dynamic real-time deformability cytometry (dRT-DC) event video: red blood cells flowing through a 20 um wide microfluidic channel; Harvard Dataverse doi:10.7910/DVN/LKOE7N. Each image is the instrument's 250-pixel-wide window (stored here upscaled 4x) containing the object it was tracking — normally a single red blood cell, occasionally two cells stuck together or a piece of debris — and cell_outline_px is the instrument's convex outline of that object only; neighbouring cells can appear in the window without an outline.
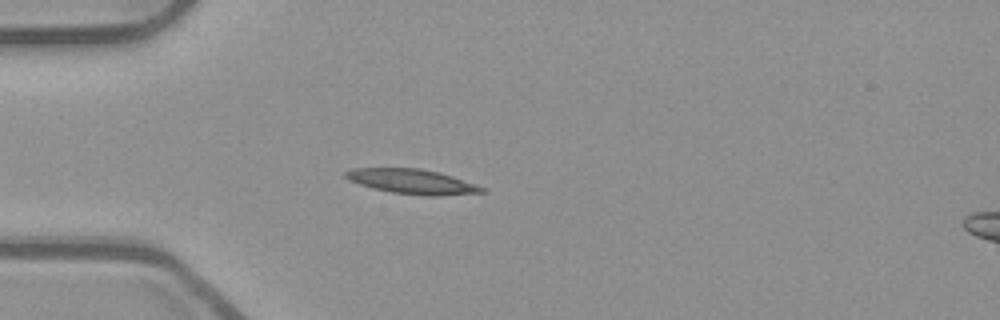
{"species": "common noctule bat (a hibernating species)", "species_latin": "Nyctalus noctula", "temperature_condition": "room temperature", "stored_images_in_passage": 39, "camera_frame_rate_fps": 3000, "um_per_image_px": 0.085, "animal": {"sex": "male", "body_mass_g": 23.1, "forearm_length_mm": 52.7}, "frame": {"image": 1, "passage_image": 1, "time_ms": 0.0, "image_size_px": [1000, 320], "cell_outline_px": [[488, 192], [440, 196], [424, 196], [392, 192], [372, 188], [348, 180], [344, 176], [344, 172], [352, 168], [420, 168], [440, 172], [488, 188]], "centroid_in_image_um": [35.08, 15.44], "position_along_channel_um": 49.9, "area_um2": 19.94}}
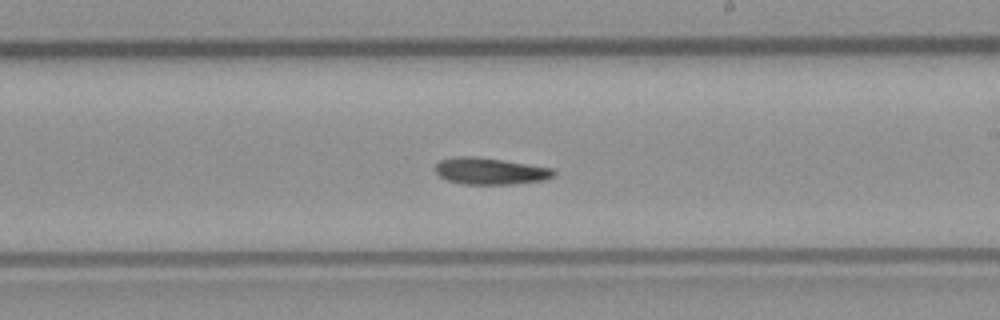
{"frame": {"image": 2, "passage_image": 17, "time_ms": 5.333, "image_size_px": [1000, 320], "cell_outline_px": [[556, 172], [552, 176], [544, 180], [512, 184], [464, 184], [448, 180], [440, 176], [436, 172], [436, 164], [440, 160], [456, 156], [472, 156], [504, 160], [556, 168]], "centroid_in_image_um": [41.7, 14.53], "position_along_channel_um": 247.3, "area_um2": 18.44}}
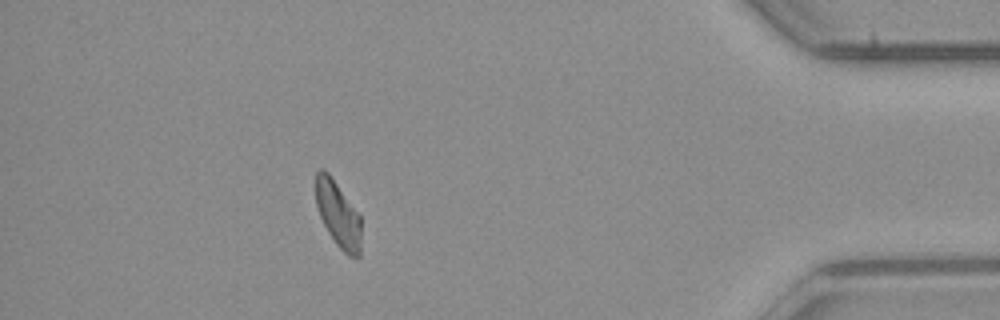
{"frame": {"image": 3, "passage_image": 33, "time_ms": 10.667, "image_size_px": [1000, 320], "cell_outline_px": [[360, 256], [348, 256], [336, 244], [328, 232], [320, 216], [316, 204], [316, 172], [320, 168], [324, 168], [328, 172], [360, 216]], "centroid_in_image_um": [28.72, 18.2], "position_along_channel_um": 406.5, "area_um2": 17.11}, "authors_computed_cell_mechanics": {"area_um2": 18.2648, "velocity_mm_per_s": 3.9413, "shape_relaxation_time_tau1_ms": 6.9744, "shape_relaxation_time_tau2_ms": null, "deformation_change_tau1": 0.1874, "deformation_change_tau2": null}}